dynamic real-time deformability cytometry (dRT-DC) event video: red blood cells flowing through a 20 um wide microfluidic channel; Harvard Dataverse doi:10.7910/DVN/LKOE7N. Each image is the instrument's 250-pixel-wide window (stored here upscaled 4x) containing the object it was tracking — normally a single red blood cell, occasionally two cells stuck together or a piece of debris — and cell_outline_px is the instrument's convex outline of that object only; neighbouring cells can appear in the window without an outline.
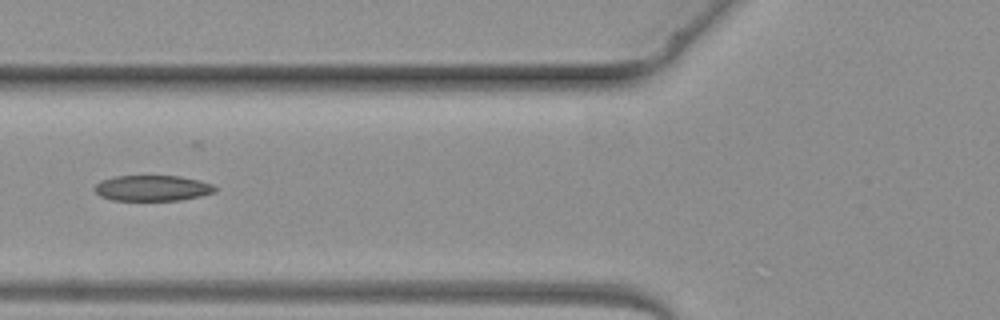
{"species": "common noctule bat (a hibernating species)", "species_latin": "Nyctalus noctula", "temperature_condition": "warm", "stored_images_in_passage": 5, "camera_frame_rate_fps": 3000, "um_per_image_px": 0.085, "animal": {"sex": "female", "body_mass_g": 19.3, "forearm_length_mm": 54.1}, "frame": {"image": 1, "passage_image": 5, "time_ms": 5.333, "image_size_px": [1000, 320], "cell_outline_px": [[216, 192], [200, 196], [180, 200], [112, 200], [100, 196], [92, 188], [100, 180], [116, 176], [180, 176], [200, 180], [212, 184], [216, 188]], "centroid_in_image_um": [12.94, 15.99], "position_along_channel_um": 112.9, "area_um2": 18.09}}